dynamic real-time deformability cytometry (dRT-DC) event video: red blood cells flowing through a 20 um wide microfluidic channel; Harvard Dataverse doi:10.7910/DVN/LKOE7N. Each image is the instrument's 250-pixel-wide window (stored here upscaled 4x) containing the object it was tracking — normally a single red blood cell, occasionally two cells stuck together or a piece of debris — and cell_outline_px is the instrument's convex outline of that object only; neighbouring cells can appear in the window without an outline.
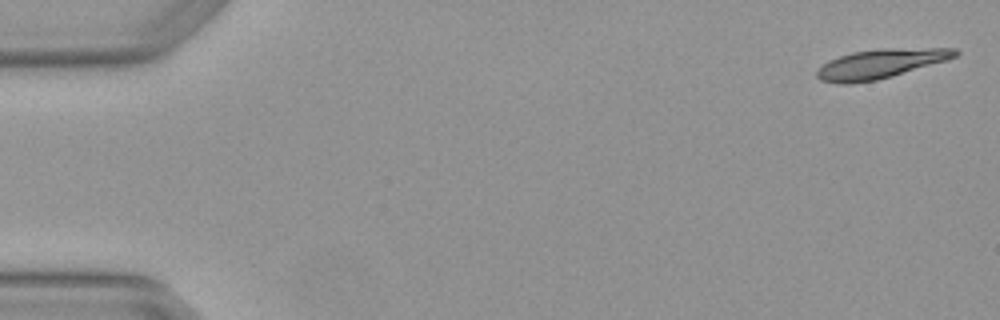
{"species": "Egyptian fruit bat (a non-hibernating species)", "species_latin": "Rousettus aegyptiacus", "temperature_condition": "warm", "stored_images_in_passage": 4, "camera_frame_rate_fps": 3000, "um_per_image_px": 0.085, "animal": {"sex": "female"}, "frame": {"image": 1, "passage_image": 1, "time_ms": 0.0, "image_size_px": [1000, 320], "cell_outline_px": [[960, 52], [956, 56], [948, 60], [892, 76], [876, 80], [852, 84], [840, 84], [820, 80], [816, 76], [816, 72], [828, 60], [852, 52], [880, 48], [956, 48]], "centroid_in_image_um": [74.85, 5.42], "position_along_channel_um": 10.1, "area_um2": 23.7}}